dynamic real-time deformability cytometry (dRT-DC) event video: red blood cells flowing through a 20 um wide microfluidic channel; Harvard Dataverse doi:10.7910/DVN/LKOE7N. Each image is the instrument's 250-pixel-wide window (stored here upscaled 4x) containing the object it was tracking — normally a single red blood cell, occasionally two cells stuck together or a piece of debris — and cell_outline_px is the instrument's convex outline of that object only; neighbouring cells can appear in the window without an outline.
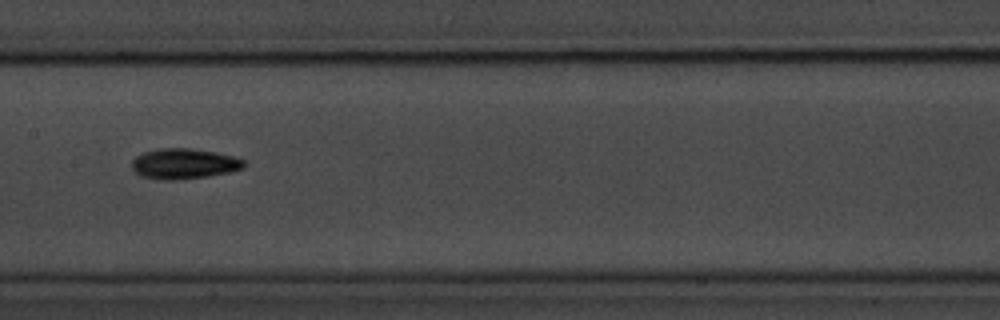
{"species": "common noctule bat (a hibernating species)", "species_latin": "Nyctalus noctula", "temperature_condition": "room temperature", "stored_images_in_passage": 11, "camera_frame_rate_fps": 3000, "um_per_image_px": 0.085, "animal": {"sex": "male", "body_mass_g": 20.1, "forearm_length_mm": 53.5}, "frame": {"image": 1, "passage_image": 4, "time_ms": 4.333, "image_size_px": [1000, 320], "cell_outline_px": [[244, 168], [228, 172], [208, 176], [176, 180], [164, 180], [140, 176], [132, 168], [132, 160], [136, 156], [144, 152], [160, 148], [192, 148], [216, 152], [232, 156], [244, 160]], "centroid_in_image_um": [15.62, 13.91], "position_along_channel_um": 191.8, "area_um2": 19.83}}
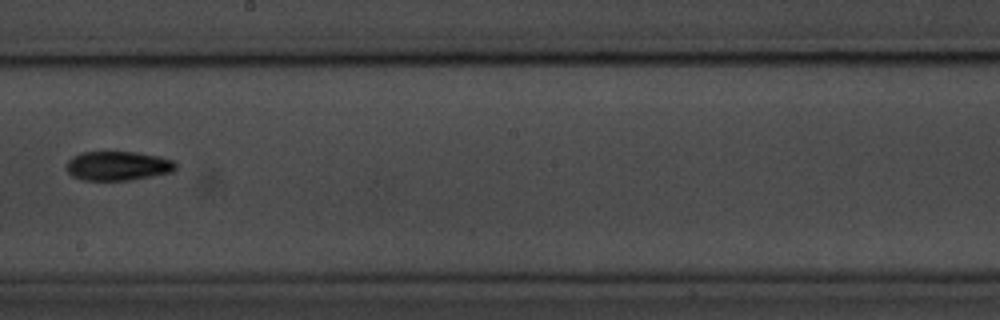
{"frame": {"image": 2, "passage_image": 5, "time_ms": 5.667, "image_size_px": [1000, 320], "cell_outline_px": [[176, 168], [172, 172], [152, 176], [128, 180], [80, 180], [72, 176], [68, 172], [68, 160], [72, 156], [80, 152], [136, 152], [160, 156], [172, 160], [176, 164]], "centroid_in_image_um": [10.01, 14.09], "position_along_channel_um": 238.2, "area_um2": 18.61}}